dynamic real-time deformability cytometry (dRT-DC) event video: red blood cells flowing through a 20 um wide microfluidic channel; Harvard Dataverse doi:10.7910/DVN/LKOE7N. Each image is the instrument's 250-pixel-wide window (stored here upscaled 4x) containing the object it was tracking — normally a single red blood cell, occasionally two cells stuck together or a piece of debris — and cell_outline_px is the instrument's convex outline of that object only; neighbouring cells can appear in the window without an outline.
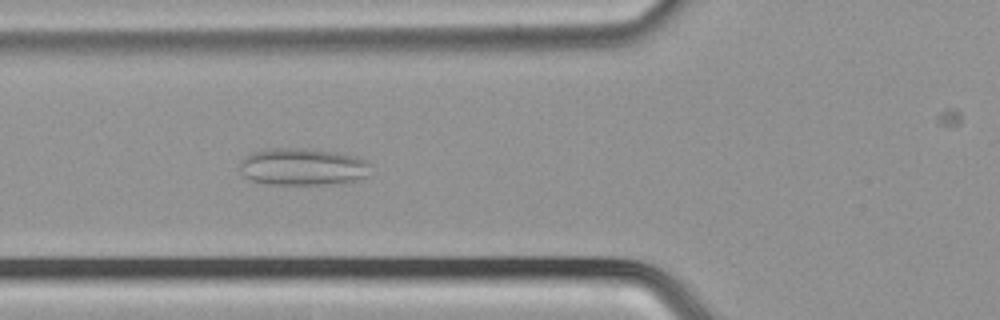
{"species": "common noctule bat (a hibernating species)", "species_latin": "Nyctalus noctula", "temperature_condition": "cold", "stored_images_in_passage": 50, "camera_frame_rate_fps": 3000, "um_per_image_px": 0.085, "animal": {"sex": "male", "body_mass_g": 21.5, "forearm_length_mm": 52.0}, "frame": {"image": 1, "passage_image": 19, "time_ms": 6.0, "image_size_px": [1000, 320], "cell_outline_px": [[372, 176], [360, 180], [328, 184], [264, 184], [248, 180], [240, 172], [240, 160], [252, 152], [268, 148], [312, 148], [336, 152], [356, 156], [364, 160], [368, 164]], "centroid_in_image_um": [25.73, 14.18], "position_along_channel_um": 100.1, "area_um2": 28.9}}
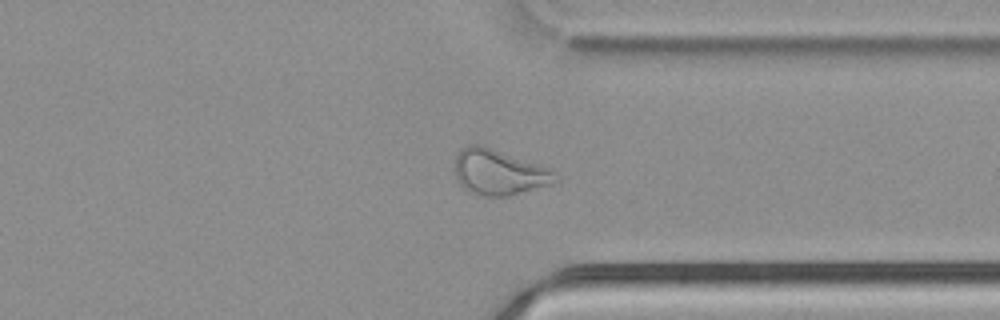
{"frame": {"image": 2, "passage_image": 39, "time_ms": 12.667, "image_size_px": [1000, 320], "cell_outline_px": [[560, 180], [552, 184], [508, 196], [476, 196], [468, 192], [456, 180], [456, 156], [468, 144], [476, 144], [540, 164], [552, 172]], "centroid_in_image_um": [42.39, 14.68], "position_along_channel_um": 369.0, "area_um2": 26.3}}
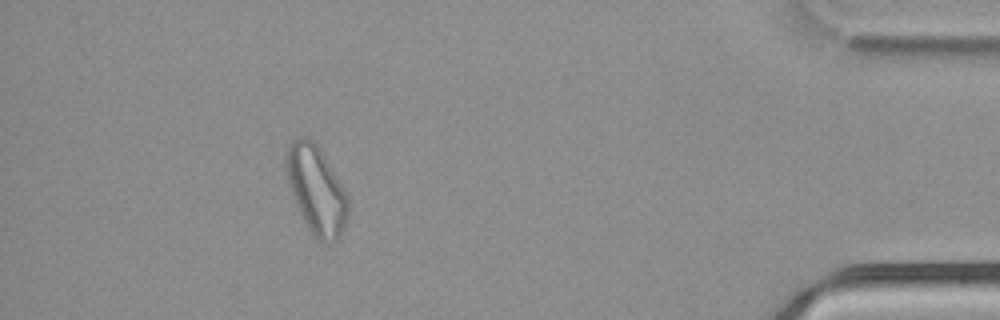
{"frame": {"image": 3, "passage_image": 46, "time_ms": 15.0, "image_size_px": [1000, 320], "cell_outline_px": [[348, 220], [340, 236], [332, 244], [320, 244], [316, 240], [308, 228], [296, 204], [288, 180], [288, 148], [292, 140], [296, 136], [304, 136], [312, 140], [320, 148], [348, 196]], "centroid_in_image_um": [26.94, 16.21], "position_along_channel_um": 408.3, "area_um2": 31.44}}